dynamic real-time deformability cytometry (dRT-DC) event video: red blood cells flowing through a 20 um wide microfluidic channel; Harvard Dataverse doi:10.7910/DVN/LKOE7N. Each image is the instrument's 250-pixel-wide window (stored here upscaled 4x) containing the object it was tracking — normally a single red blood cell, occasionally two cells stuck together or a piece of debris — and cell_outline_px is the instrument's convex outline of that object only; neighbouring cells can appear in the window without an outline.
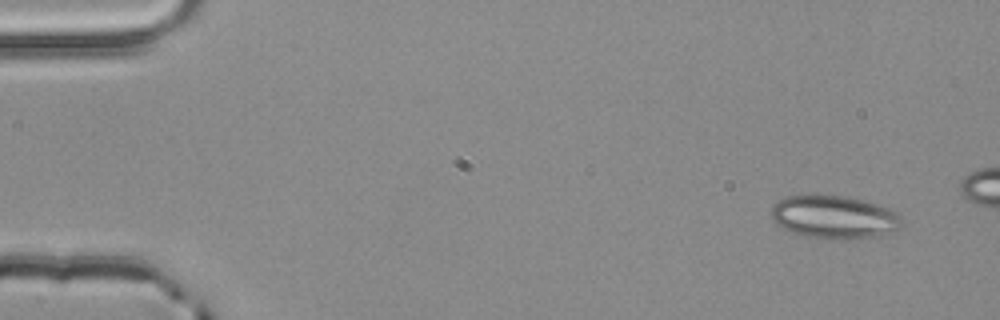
{"species": "common noctule bat (a hibernating species)", "species_latin": "Nyctalus noctula", "temperature_condition": "room temperature", "stored_images_in_passage": 4, "camera_frame_rate_fps": 3000, "um_per_image_px": 0.085, "animal": {"sex": "male", "body_mass_g": 20.4}, "frame": {"image": 1, "passage_image": 1, "time_ms": 0.0, "image_size_px": [1000, 320], "cell_outline_px": [[904, 224], [896, 232], [872, 236], [804, 236], [792, 232], [776, 224], [772, 220], [772, 208], [784, 196], [848, 196], [876, 204], [900, 212], [904, 220]], "centroid_in_image_um": [70.97, 18.41], "position_along_channel_um": 14.0, "area_um2": 31.85}}